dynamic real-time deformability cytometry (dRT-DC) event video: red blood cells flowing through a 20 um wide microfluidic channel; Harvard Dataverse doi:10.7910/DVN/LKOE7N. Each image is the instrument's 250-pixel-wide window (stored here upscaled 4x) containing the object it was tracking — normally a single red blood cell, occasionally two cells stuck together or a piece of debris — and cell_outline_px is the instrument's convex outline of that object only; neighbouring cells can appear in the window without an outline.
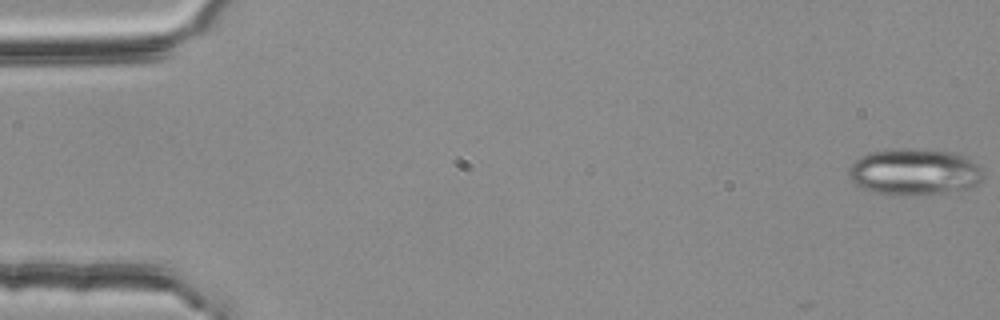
{"species": "common noctule bat (a hibernating species)", "species_latin": "Nyctalus noctula", "temperature_condition": "room temperature", "stored_images_in_passage": 5, "camera_frame_rate_fps": 3000, "um_per_image_px": 0.085, "animal": {"sex": "female", "body_mass_g": 25.1}, "frame": {"image": 1, "passage_image": 1, "time_ms": 0.0, "image_size_px": [1000, 320], "cell_outline_px": [[984, 176], [976, 184], [968, 188], [932, 196], [900, 196], [872, 192], [856, 184], [848, 176], [848, 168], [860, 156], [868, 152], [896, 148], [908, 148], [952, 152], [964, 156], [976, 164], [980, 168]], "centroid_in_image_um": [77.7, 14.64], "position_along_channel_um": 7.3, "area_um2": 36.99}}